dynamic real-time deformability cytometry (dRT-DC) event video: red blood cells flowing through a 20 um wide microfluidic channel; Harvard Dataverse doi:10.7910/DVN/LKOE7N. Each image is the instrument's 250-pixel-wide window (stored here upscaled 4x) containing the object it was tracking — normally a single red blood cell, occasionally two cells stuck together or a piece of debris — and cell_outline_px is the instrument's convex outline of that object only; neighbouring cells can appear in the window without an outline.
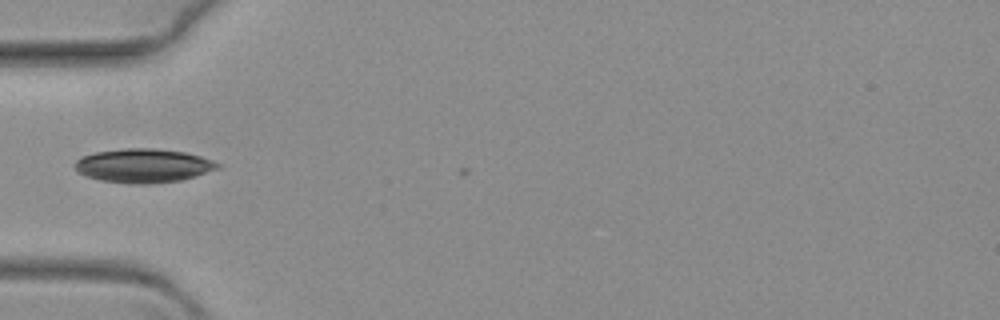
{"species": "common noctule bat (a hibernating species)", "species_latin": "Nyctalus noctula", "temperature_condition": "warm", "stored_images_in_passage": 3, "camera_frame_rate_fps": 3000, "um_per_image_px": 0.085, "animal": {"sex": "female", "body_mass_g": 19.3, "forearm_length_mm": 54.1}, "frame": {"image": 1, "passage_image": 1, "time_ms": 0.0, "image_size_px": [1000, 320], "cell_outline_px": [[220, 168], [196, 176], [180, 180], [152, 184], [128, 184], [100, 180], [76, 172], [72, 164], [76, 160], [84, 156], [96, 152], [120, 148], [156, 148], [184, 152], [200, 156], [212, 160], [220, 164]], "centroid_in_image_um": [12.17, 14.08], "position_along_channel_um": 72.8, "area_um2": 28.44}}